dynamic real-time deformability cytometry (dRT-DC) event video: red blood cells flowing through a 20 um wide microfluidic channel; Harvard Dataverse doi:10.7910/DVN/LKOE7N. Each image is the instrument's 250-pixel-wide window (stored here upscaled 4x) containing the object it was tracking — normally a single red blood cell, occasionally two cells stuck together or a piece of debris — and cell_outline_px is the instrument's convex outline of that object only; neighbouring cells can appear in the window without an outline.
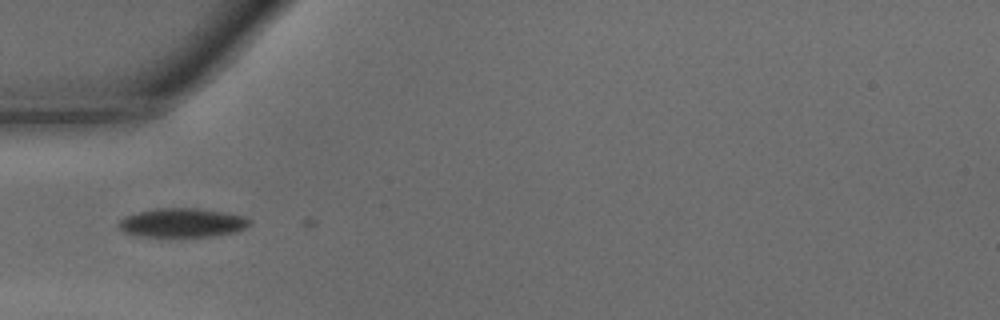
{"species": "common noctule bat (a hibernating species)", "species_latin": "Nyctalus noctula", "temperature_condition": "warm", "stored_images_in_passage": 18, "camera_frame_rate_fps": 3000, "um_per_image_px": 0.085, "animal": {"sex": "male", "body_mass_g": 15.6}, "frame": {"image": 1, "passage_image": 1, "time_ms": 0.0, "image_size_px": [1000, 320], "cell_outline_px": [[252, 224], [248, 228], [236, 232], [212, 236], [180, 240], [168, 240], [140, 236], [124, 232], [116, 224], [124, 216], [136, 212], [156, 208], [200, 208], [228, 212], [244, 216], [252, 220]], "centroid_in_image_um": [15.51, 18.98], "position_along_channel_um": 69.5, "area_um2": 23.7}}